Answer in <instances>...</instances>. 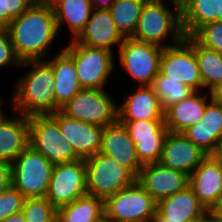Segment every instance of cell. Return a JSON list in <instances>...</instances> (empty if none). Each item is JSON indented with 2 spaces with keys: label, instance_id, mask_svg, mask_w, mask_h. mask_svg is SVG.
<instances>
[{
  "label": "cell",
  "instance_id": "6da1fadb",
  "mask_svg": "<svg viewBox=\"0 0 222 222\" xmlns=\"http://www.w3.org/2000/svg\"><path fill=\"white\" fill-rule=\"evenodd\" d=\"M15 54L21 62L43 60L58 28L52 5H31L7 26Z\"/></svg>",
  "mask_w": 222,
  "mask_h": 222
},
{
  "label": "cell",
  "instance_id": "7a4b0ae2",
  "mask_svg": "<svg viewBox=\"0 0 222 222\" xmlns=\"http://www.w3.org/2000/svg\"><path fill=\"white\" fill-rule=\"evenodd\" d=\"M33 65L27 75L19 79L12 101L14 109L26 117L55 113L54 82L51 65L44 60L21 62V66Z\"/></svg>",
  "mask_w": 222,
  "mask_h": 222
},
{
  "label": "cell",
  "instance_id": "3957f363",
  "mask_svg": "<svg viewBox=\"0 0 222 222\" xmlns=\"http://www.w3.org/2000/svg\"><path fill=\"white\" fill-rule=\"evenodd\" d=\"M176 15L161 0H147L142 8L136 30L131 37L137 41L170 47L181 42L185 35L181 23V2L171 0ZM174 13V14H173ZM173 36L172 45H162L167 36Z\"/></svg>",
  "mask_w": 222,
  "mask_h": 222
},
{
  "label": "cell",
  "instance_id": "277c9868",
  "mask_svg": "<svg viewBox=\"0 0 222 222\" xmlns=\"http://www.w3.org/2000/svg\"><path fill=\"white\" fill-rule=\"evenodd\" d=\"M54 164L30 145L11 163V182L25 198L46 197Z\"/></svg>",
  "mask_w": 222,
  "mask_h": 222
},
{
  "label": "cell",
  "instance_id": "5b68a950",
  "mask_svg": "<svg viewBox=\"0 0 222 222\" xmlns=\"http://www.w3.org/2000/svg\"><path fill=\"white\" fill-rule=\"evenodd\" d=\"M157 202L136 180L104 201L105 218L113 222H153Z\"/></svg>",
  "mask_w": 222,
  "mask_h": 222
},
{
  "label": "cell",
  "instance_id": "8992f818",
  "mask_svg": "<svg viewBox=\"0 0 222 222\" xmlns=\"http://www.w3.org/2000/svg\"><path fill=\"white\" fill-rule=\"evenodd\" d=\"M87 194L102 200L132 185L136 176L114 158L98 153L85 160Z\"/></svg>",
  "mask_w": 222,
  "mask_h": 222
},
{
  "label": "cell",
  "instance_id": "52a82bcc",
  "mask_svg": "<svg viewBox=\"0 0 222 222\" xmlns=\"http://www.w3.org/2000/svg\"><path fill=\"white\" fill-rule=\"evenodd\" d=\"M71 41L63 51L75 64L81 88L103 89L114 66L113 52Z\"/></svg>",
  "mask_w": 222,
  "mask_h": 222
},
{
  "label": "cell",
  "instance_id": "ba28073f",
  "mask_svg": "<svg viewBox=\"0 0 222 222\" xmlns=\"http://www.w3.org/2000/svg\"><path fill=\"white\" fill-rule=\"evenodd\" d=\"M29 138V145L54 165L79 159L50 115L29 117Z\"/></svg>",
  "mask_w": 222,
  "mask_h": 222
},
{
  "label": "cell",
  "instance_id": "9c48e42d",
  "mask_svg": "<svg viewBox=\"0 0 222 222\" xmlns=\"http://www.w3.org/2000/svg\"><path fill=\"white\" fill-rule=\"evenodd\" d=\"M60 111L103 128L118 121V107L104 89H81Z\"/></svg>",
  "mask_w": 222,
  "mask_h": 222
},
{
  "label": "cell",
  "instance_id": "30bf717a",
  "mask_svg": "<svg viewBox=\"0 0 222 222\" xmlns=\"http://www.w3.org/2000/svg\"><path fill=\"white\" fill-rule=\"evenodd\" d=\"M164 47L125 38L119 47L121 65L141 86L151 85L160 71Z\"/></svg>",
  "mask_w": 222,
  "mask_h": 222
},
{
  "label": "cell",
  "instance_id": "8fae6325",
  "mask_svg": "<svg viewBox=\"0 0 222 222\" xmlns=\"http://www.w3.org/2000/svg\"><path fill=\"white\" fill-rule=\"evenodd\" d=\"M84 159L55 164L46 198L56 207L69 204L87 194Z\"/></svg>",
  "mask_w": 222,
  "mask_h": 222
},
{
  "label": "cell",
  "instance_id": "7c38bea8",
  "mask_svg": "<svg viewBox=\"0 0 222 222\" xmlns=\"http://www.w3.org/2000/svg\"><path fill=\"white\" fill-rule=\"evenodd\" d=\"M168 80L189 86L199 92L202 81L194 49L183 39L176 45L165 47L160 60V71Z\"/></svg>",
  "mask_w": 222,
  "mask_h": 222
},
{
  "label": "cell",
  "instance_id": "4fadbf2b",
  "mask_svg": "<svg viewBox=\"0 0 222 222\" xmlns=\"http://www.w3.org/2000/svg\"><path fill=\"white\" fill-rule=\"evenodd\" d=\"M127 129L142 165L158 163L168 128L164 120L118 121Z\"/></svg>",
  "mask_w": 222,
  "mask_h": 222
},
{
  "label": "cell",
  "instance_id": "5bb4252c",
  "mask_svg": "<svg viewBox=\"0 0 222 222\" xmlns=\"http://www.w3.org/2000/svg\"><path fill=\"white\" fill-rule=\"evenodd\" d=\"M62 135L71 144L79 159H88L100 153L104 128L64 115L60 110L50 115Z\"/></svg>",
  "mask_w": 222,
  "mask_h": 222
},
{
  "label": "cell",
  "instance_id": "9a60e30c",
  "mask_svg": "<svg viewBox=\"0 0 222 222\" xmlns=\"http://www.w3.org/2000/svg\"><path fill=\"white\" fill-rule=\"evenodd\" d=\"M136 180L156 202L189 186V175L159 162L143 165Z\"/></svg>",
  "mask_w": 222,
  "mask_h": 222
},
{
  "label": "cell",
  "instance_id": "2e32d148",
  "mask_svg": "<svg viewBox=\"0 0 222 222\" xmlns=\"http://www.w3.org/2000/svg\"><path fill=\"white\" fill-rule=\"evenodd\" d=\"M207 156L182 133L168 132L159 163L190 175Z\"/></svg>",
  "mask_w": 222,
  "mask_h": 222
},
{
  "label": "cell",
  "instance_id": "e0dca14e",
  "mask_svg": "<svg viewBox=\"0 0 222 222\" xmlns=\"http://www.w3.org/2000/svg\"><path fill=\"white\" fill-rule=\"evenodd\" d=\"M100 153L114 158L136 177L143 166L137 157L134 142L131 140L127 129L118 121L104 127Z\"/></svg>",
  "mask_w": 222,
  "mask_h": 222
},
{
  "label": "cell",
  "instance_id": "ac0fdd59",
  "mask_svg": "<svg viewBox=\"0 0 222 222\" xmlns=\"http://www.w3.org/2000/svg\"><path fill=\"white\" fill-rule=\"evenodd\" d=\"M207 215L208 211L188 186L157 202L154 218H167V222H198Z\"/></svg>",
  "mask_w": 222,
  "mask_h": 222
},
{
  "label": "cell",
  "instance_id": "d6986e66",
  "mask_svg": "<svg viewBox=\"0 0 222 222\" xmlns=\"http://www.w3.org/2000/svg\"><path fill=\"white\" fill-rule=\"evenodd\" d=\"M124 39L117 30L109 9H96L75 41L88 47L112 51L111 46L118 44L120 47Z\"/></svg>",
  "mask_w": 222,
  "mask_h": 222
},
{
  "label": "cell",
  "instance_id": "ffe728a7",
  "mask_svg": "<svg viewBox=\"0 0 222 222\" xmlns=\"http://www.w3.org/2000/svg\"><path fill=\"white\" fill-rule=\"evenodd\" d=\"M189 187L209 212L222 194V171L208 155L189 175Z\"/></svg>",
  "mask_w": 222,
  "mask_h": 222
},
{
  "label": "cell",
  "instance_id": "44dd1931",
  "mask_svg": "<svg viewBox=\"0 0 222 222\" xmlns=\"http://www.w3.org/2000/svg\"><path fill=\"white\" fill-rule=\"evenodd\" d=\"M182 134L209 154L222 142V105L214 103L210 97L202 119Z\"/></svg>",
  "mask_w": 222,
  "mask_h": 222
},
{
  "label": "cell",
  "instance_id": "7402d4cb",
  "mask_svg": "<svg viewBox=\"0 0 222 222\" xmlns=\"http://www.w3.org/2000/svg\"><path fill=\"white\" fill-rule=\"evenodd\" d=\"M164 120V110L150 85L127 96L118 108V121Z\"/></svg>",
  "mask_w": 222,
  "mask_h": 222
},
{
  "label": "cell",
  "instance_id": "603a6c76",
  "mask_svg": "<svg viewBox=\"0 0 222 222\" xmlns=\"http://www.w3.org/2000/svg\"><path fill=\"white\" fill-rule=\"evenodd\" d=\"M197 92L194 91L164 111V122L169 132L182 133L202 119L209 100L207 102V95L199 96Z\"/></svg>",
  "mask_w": 222,
  "mask_h": 222
},
{
  "label": "cell",
  "instance_id": "cb8c5ba5",
  "mask_svg": "<svg viewBox=\"0 0 222 222\" xmlns=\"http://www.w3.org/2000/svg\"><path fill=\"white\" fill-rule=\"evenodd\" d=\"M47 62L51 65L55 77L53 92L55 112H57L82 88L78 80L75 64L63 50Z\"/></svg>",
  "mask_w": 222,
  "mask_h": 222
},
{
  "label": "cell",
  "instance_id": "d4e9b609",
  "mask_svg": "<svg viewBox=\"0 0 222 222\" xmlns=\"http://www.w3.org/2000/svg\"><path fill=\"white\" fill-rule=\"evenodd\" d=\"M20 116L0 120V160L12 163L29 146V117Z\"/></svg>",
  "mask_w": 222,
  "mask_h": 222
},
{
  "label": "cell",
  "instance_id": "484cf974",
  "mask_svg": "<svg viewBox=\"0 0 222 222\" xmlns=\"http://www.w3.org/2000/svg\"><path fill=\"white\" fill-rule=\"evenodd\" d=\"M181 23L185 36H192L201 26L218 21L222 0H180Z\"/></svg>",
  "mask_w": 222,
  "mask_h": 222
},
{
  "label": "cell",
  "instance_id": "4316f807",
  "mask_svg": "<svg viewBox=\"0 0 222 222\" xmlns=\"http://www.w3.org/2000/svg\"><path fill=\"white\" fill-rule=\"evenodd\" d=\"M54 10L58 31L63 22L69 25L75 40L84 30L92 13L90 0H54L51 4Z\"/></svg>",
  "mask_w": 222,
  "mask_h": 222
},
{
  "label": "cell",
  "instance_id": "83f0119b",
  "mask_svg": "<svg viewBox=\"0 0 222 222\" xmlns=\"http://www.w3.org/2000/svg\"><path fill=\"white\" fill-rule=\"evenodd\" d=\"M104 217V200L89 194L57 208L59 222H99Z\"/></svg>",
  "mask_w": 222,
  "mask_h": 222
},
{
  "label": "cell",
  "instance_id": "f1b7e54d",
  "mask_svg": "<svg viewBox=\"0 0 222 222\" xmlns=\"http://www.w3.org/2000/svg\"><path fill=\"white\" fill-rule=\"evenodd\" d=\"M184 40L194 49L202 88L209 87L210 91L222 82V54L202 46L192 36H185Z\"/></svg>",
  "mask_w": 222,
  "mask_h": 222
},
{
  "label": "cell",
  "instance_id": "f546056e",
  "mask_svg": "<svg viewBox=\"0 0 222 222\" xmlns=\"http://www.w3.org/2000/svg\"><path fill=\"white\" fill-rule=\"evenodd\" d=\"M146 1L117 0L109 8L116 28L124 38H131L133 36Z\"/></svg>",
  "mask_w": 222,
  "mask_h": 222
},
{
  "label": "cell",
  "instance_id": "4dcf8cb0",
  "mask_svg": "<svg viewBox=\"0 0 222 222\" xmlns=\"http://www.w3.org/2000/svg\"><path fill=\"white\" fill-rule=\"evenodd\" d=\"M150 86L159 98L164 111L169 106L187 98L194 92L193 89L185 84L178 83L174 80H168V78L163 76L160 72Z\"/></svg>",
  "mask_w": 222,
  "mask_h": 222
},
{
  "label": "cell",
  "instance_id": "1f68e13d",
  "mask_svg": "<svg viewBox=\"0 0 222 222\" xmlns=\"http://www.w3.org/2000/svg\"><path fill=\"white\" fill-rule=\"evenodd\" d=\"M21 212L26 222L57 221V208L46 197L25 198Z\"/></svg>",
  "mask_w": 222,
  "mask_h": 222
},
{
  "label": "cell",
  "instance_id": "d6a6232c",
  "mask_svg": "<svg viewBox=\"0 0 222 222\" xmlns=\"http://www.w3.org/2000/svg\"><path fill=\"white\" fill-rule=\"evenodd\" d=\"M192 37L202 46L222 54V22L207 23L201 26Z\"/></svg>",
  "mask_w": 222,
  "mask_h": 222
},
{
  "label": "cell",
  "instance_id": "836d02e7",
  "mask_svg": "<svg viewBox=\"0 0 222 222\" xmlns=\"http://www.w3.org/2000/svg\"><path fill=\"white\" fill-rule=\"evenodd\" d=\"M25 197L12 184L0 194V221L22 211Z\"/></svg>",
  "mask_w": 222,
  "mask_h": 222
},
{
  "label": "cell",
  "instance_id": "e575fe53",
  "mask_svg": "<svg viewBox=\"0 0 222 222\" xmlns=\"http://www.w3.org/2000/svg\"><path fill=\"white\" fill-rule=\"evenodd\" d=\"M31 5L29 0H0V27H7Z\"/></svg>",
  "mask_w": 222,
  "mask_h": 222
},
{
  "label": "cell",
  "instance_id": "d590c367",
  "mask_svg": "<svg viewBox=\"0 0 222 222\" xmlns=\"http://www.w3.org/2000/svg\"><path fill=\"white\" fill-rule=\"evenodd\" d=\"M11 64L21 65L17 58L7 27L0 28V67Z\"/></svg>",
  "mask_w": 222,
  "mask_h": 222
},
{
  "label": "cell",
  "instance_id": "8d00e7d4",
  "mask_svg": "<svg viewBox=\"0 0 222 222\" xmlns=\"http://www.w3.org/2000/svg\"><path fill=\"white\" fill-rule=\"evenodd\" d=\"M11 184V163L0 160V194Z\"/></svg>",
  "mask_w": 222,
  "mask_h": 222
},
{
  "label": "cell",
  "instance_id": "74e56055",
  "mask_svg": "<svg viewBox=\"0 0 222 222\" xmlns=\"http://www.w3.org/2000/svg\"><path fill=\"white\" fill-rule=\"evenodd\" d=\"M213 161L219 166L222 171V142L217 145L209 154Z\"/></svg>",
  "mask_w": 222,
  "mask_h": 222
},
{
  "label": "cell",
  "instance_id": "f35d334b",
  "mask_svg": "<svg viewBox=\"0 0 222 222\" xmlns=\"http://www.w3.org/2000/svg\"><path fill=\"white\" fill-rule=\"evenodd\" d=\"M209 95L214 103L222 105V82L212 88Z\"/></svg>",
  "mask_w": 222,
  "mask_h": 222
},
{
  "label": "cell",
  "instance_id": "ab89813d",
  "mask_svg": "<svg viewBox=\"0 0 222 222\" xmlns=\"http://www.w3.org/2000/svg\"><path fill=\"white\" fill-rule=\"evenodd\" d=\"M207 216L209 218L222 219V194L218 198L217 203L210 209Z\"/></svg>",
  "mask_w": 222,
  "mask_h": 222
},
{
  "label": "cell",
  "instance_id": "60d3db41",
  "mask_svg": "<svg viewBox=\"0 0 222 222\" xmlns=\"http://www.w3.org/2000/svg\"><path fill=\"white\" fill-rule=\"evenodd\" d=\"M116 1L117 0H90L93 10L109 9Z\"/></svg>",
  "mask_w": 222,
  "mask_h": 222
},
{
  "label": "cell",
  "instance_id": "b9f144b4",
  "mask_svg": "<svg viewBox=\"0 0 222 222\" xmlns=\"http://www.w3.org/2000/svg\"><path fill=\"white\" fill-rule=\"evenodd\" d=\"M0 222H26L22 212H18L12 215H9Z\"/></svg>",
  "mask_w": 222,
  "mask_h": 222
},
{
  "label": "cell",
  "instance_id": "7bdbcfd3",
  "mask_svg": "<svg viewBox=\"0 0 222 222\" xmlns=\"http://www.w3.org/2000/svg\"><path fill=\"white\" fill-rule=\"evenodd\" d=\"M32 5H51L54 0H29Z\"/></svg>",
  "mask_w": 222,
  "mask_h": 222
},
{
  "label": "cell",
  "instance_id": "ee69618b",
  "mask_svg": "<svg viewBox=\"0 0 222 222\" xmlns=\"http://www.w3.org/2000/svg\"><path fill=\"white\" fill-rule=\"evenodd\" d=\"M153 222H167V218H154Z\"/></svg>",
  "mask_w": 222,
  "mask_h": 222
},
{
  "label": "cell",
  "instance_id": "f6af8a7d",
  "mask_svg": "<svg viewBox=\"0 0 222 222\" xmlns=\"http://www.w3.org/2000/svg\"><path fill=\"white\" fill-rule=\"evenodd\" d=\"M210 222H222V219L219 218H209Z\"/></svg>",
  "mask_w": 222,
  "mask_h": 222
},
{
  "label": "cell",
  "instance_id": "bcb514c9",
  "mask_svg": "<svg viewBox=\"0 0 222 222\" xmlns=\"http://www.w3.org/2000/svg\"><path fill=\"white\" fill-rule=\"evenodd\" d=\"M198 222H210L209 217H205L204 219L198 221Z\"/></svg>",
  "mask_w": 222,
  "mask_h": 222
},
{
  "label": "cell",
  "instance_id": "7dc6e473",
  "mask_svg": "<svg viewBox=\"0 0 222 222\" xmlns=\"http://www.w3.org/2000/svg\"><path fill=\"white\" fill-rule=\"evenodd\" d=\"M99 222H113V221H110V220H108V219H106L105 217L101 220V221H99Z\"/></svg>",
  "mask_w": 222,
  "mask_h": 222
},
{
  "label": "cell",
  "instance_id": "c3c4849f",
  "mask_svg": "<svg viewBox=\"0 0 222 222\" xmlns=\"http://www.w3.org/2000/svg\"><path fill=\"white\" fill-rule=\"evenodd\" d=\"M0 103H1V101H0ZM4 117H5V115H2V111L0 109V120H2Z\"/></svg>",
  "mask_w": 222,
  "mask_h": 222
},
{
  "label": "cell",
  "instance_id": "681fc988",
  "mask_svg": "<svg viewBox=\"0 0 222 222\" xmlns=\"http://www.w3.org/2000/svg\"><path fill=\"white\" fill-rule=\"evenodd\" d=\"M218 21L222 22V15H218Z\"/></svg>",
  "mask_w": 222,
  "mask_h": 222
}]
</instances>
